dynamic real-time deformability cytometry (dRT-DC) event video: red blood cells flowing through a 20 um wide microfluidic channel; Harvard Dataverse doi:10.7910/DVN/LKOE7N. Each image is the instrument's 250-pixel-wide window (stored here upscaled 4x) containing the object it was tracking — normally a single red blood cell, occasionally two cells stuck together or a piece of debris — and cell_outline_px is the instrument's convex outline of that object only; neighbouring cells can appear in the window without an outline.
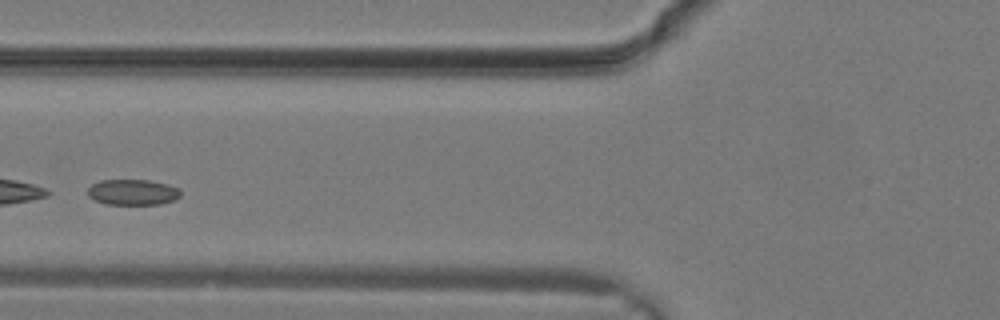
{"species": "common noctule bat (a hibernating species)", "species_latin": "Nyctalus noctula", "temperature_condition": "warm", "stored_images_in_passage": 25, "camera_frame_rate_fps": 3000, "um_per_image_px": 0.085, "animal": {"sex": "male", "body_mass_g": 19.2, "forearm_length_mm": 51.8}, "frame": {"image": 1, "passage_image": 8, "time_ms": 2.333, "image_size_px": [1000, 320], "cell_outline_px": [[180, 196], [172, 200], [160, 204], [108, 204], [96, 200], [88, 196], [88, 188], [92, 184], [100, 180], [148, 180], [168, 184], [180, 188]], "centroid_in_image_um": [11.29, 16.32], "position_along_channel_um": 114.5, "area_um2": 13.81}}
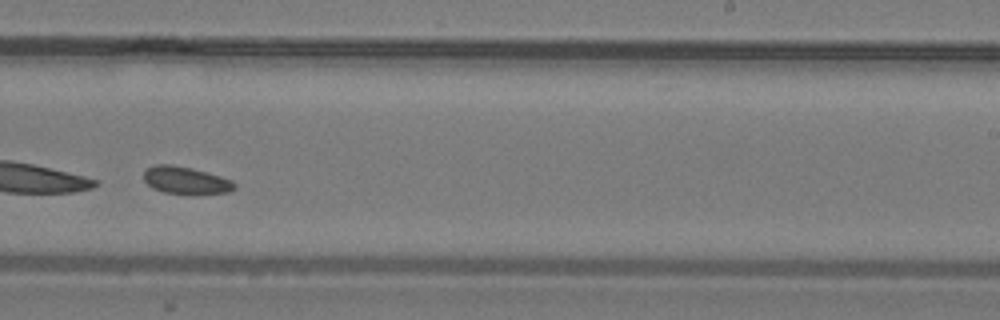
{"frame": {"image": 2, "passage_image": 15, "time_ms": 4.667, "image_size_px": [1000, 320], "cell_outline_px": [[236, 188], [228, 192], [192, 196], [164, 192], [152, 188], [144, 180], [144, 172], [148, 168], [156, 164], [172, 164], [192, 168], [220, 176], [232, 180], [236, 184]], "centroid_in_image_um": [15.82, 15.36], "position_along_channel_um": 273.2, "area_um2": 14.85}}